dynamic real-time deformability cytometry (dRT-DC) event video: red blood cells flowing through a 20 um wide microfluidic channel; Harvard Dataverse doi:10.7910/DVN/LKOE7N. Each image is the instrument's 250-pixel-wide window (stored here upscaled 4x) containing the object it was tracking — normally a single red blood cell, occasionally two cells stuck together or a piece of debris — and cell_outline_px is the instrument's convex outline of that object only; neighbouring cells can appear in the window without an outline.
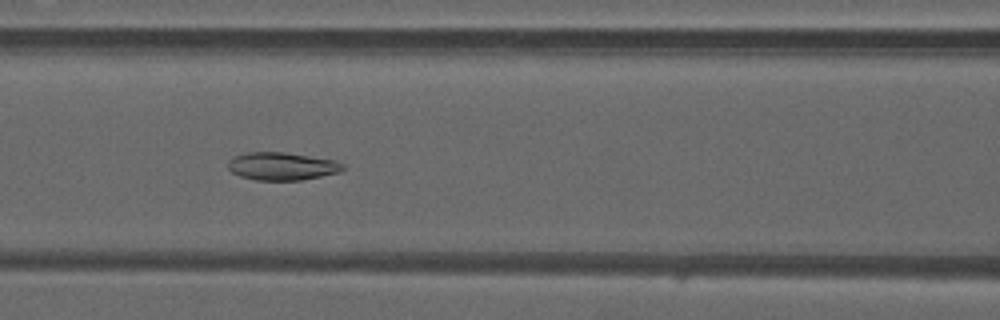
{"species": "common noctule bat (a hibernating species)", "species_latin": "Nyctalus noctula", "temperature_condition": "warm", "stored_images_in_passage": 49, "camera_frame_rate_fps": 3000, "um_per_image_px": 0.085, "animal": {"sex": "male", "forearm_length_mm": 52.5}, "frame": {"image": 1, "passage_image": 21, "time_ms": 6.667, "image_size_px": [1000, 320], "cell_outline_px": [[348, 168], [340, 172], [300, 180], [256, 180], [240, 176], [232, 172], [228, 168], [228, 160], [236, 156], [248, 152], [284, 152], [336, 160], [344, 164]], "centroid_in_image_um": [24.01, 14.13], "position_along_channel_um": 142.6, "area_um2": 18.67}}
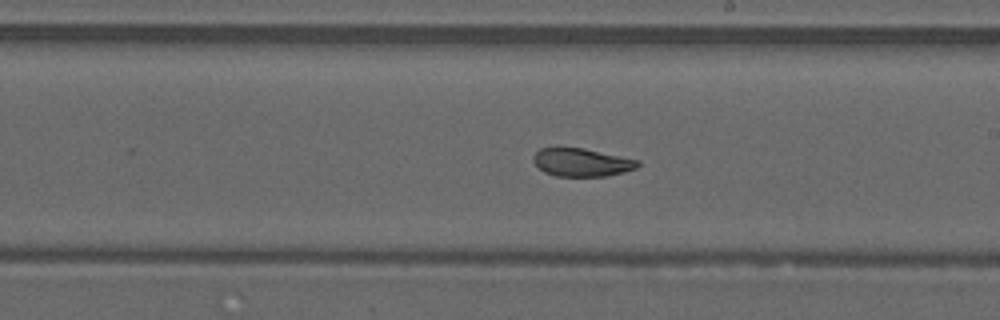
{"frame": {"image": 2, "passage_image": 28, "time_ms": 9.0, "image_size_px": [1000, 320], "cell_outline_px": [[640, 164], [636, 168], [624, 172], [608, 176], [556, 176], [544, 172], [532, 160], [532, 156], [540, 148], [584, 148], [640, 160]], "centroid_in_image_um": [49.46, 13.8], "position_along_channel_um": 239.5, "area_um2": 17.11}}
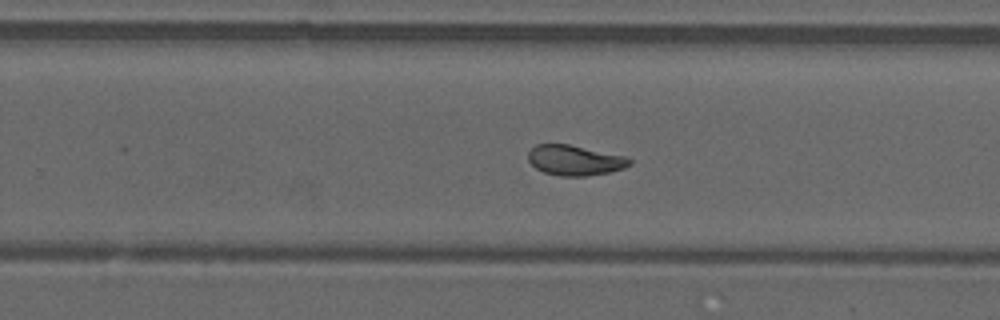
{"frame": {"image": 3, "passage_image": 31, "time_ms": 10.0, "image_size_px": [1000, 320], "cell_outline_px": [[632, 164], [624, 168], [608, 172], [584, 176], [560, 176], [544, 172], [536, 168], [528, 160], [528, 152], [536, 144], [568, 144], [624, 156], [632, 160]], "centroid_in_image_um": [48.84, 13.62], "position_along_channel_um": 281.0, "area_um2": 17.69}, "authors_computed_cell_mechanics": {"area_um2": 19.074, "velocity_mm_per_s": 4.1773, "shape_relaxation_time_tau1_ms": null, "shape_relaxation_time_tau2_ms": 1.608, "deformation_change_tau1": null, "deformation_change_tau2": 0.0487}}